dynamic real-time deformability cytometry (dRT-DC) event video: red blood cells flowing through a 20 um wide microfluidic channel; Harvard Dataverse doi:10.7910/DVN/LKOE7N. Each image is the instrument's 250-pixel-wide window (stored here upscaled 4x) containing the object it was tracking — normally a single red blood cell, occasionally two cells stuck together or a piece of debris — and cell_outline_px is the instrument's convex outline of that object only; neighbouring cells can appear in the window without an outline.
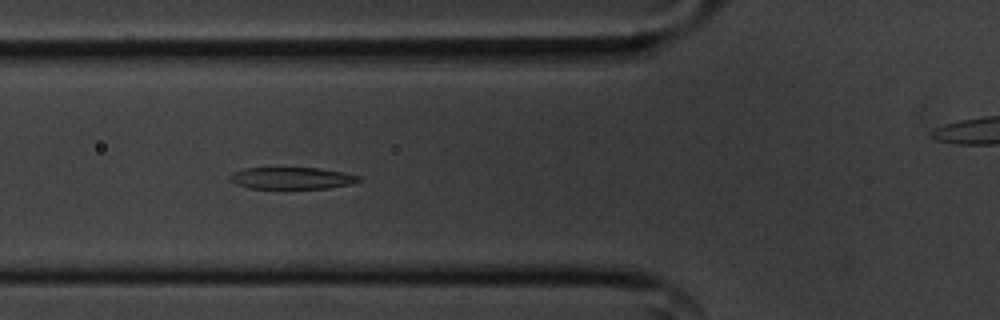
{"species": "common noctule bat (a hibernating species)", "species_latin": "Nyctalus noctula", "temperature_condition": "cold", "stored_images_in_passage": 40, "camera_frame_rate_fps": 3000, "um_per_image_px": 0.085, "animal": {"sex": "male", "body_mass_g": 20.1, "forearm_length_mm": 53.5}, "frame": {"image": 1, "passage_image": 11, "time_ms": 3.333, "image_size_px": [1000, 320], "cell_outline_px": [[360, 180], [348, 184], [328, 188], [248, 188], [236, 184], [228, 180], [228, 176], [232, 172], [244, 168], [320, 168], [344, 172], [360, 176]], "centroid_in_image_um": [24.74, 15.13], "position_along_channel_um": 101.1, "area_um2": 16.36}}
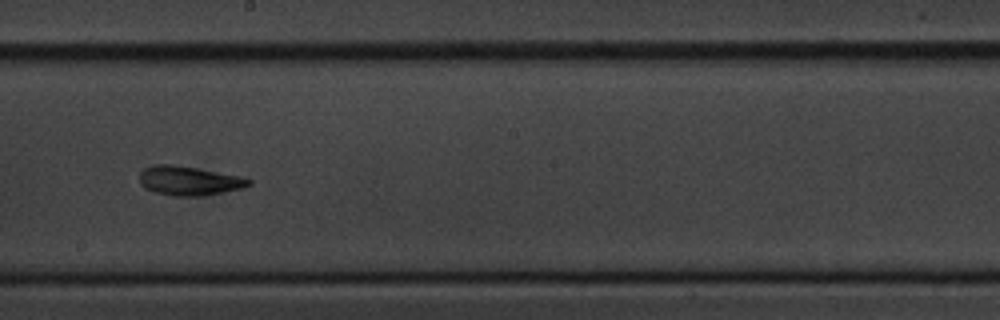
{"frame": {"image": 2, "passage_image": 22, "time_ms": 7.0, "image_size_px": [1000, 320], "cell_outline_px": [[252, 184], [244, 188], [224, 192], [200, 196], [172, 196], [156, 192], [140, 184], [140, 172], [144, 168], [152, 164], [172, 164], [196, 168], [240, 176], [252, 180]], "centroid_in_image_um": [16.08, 15.36], "position_along_channel_um": 232.1, "area_um2": 18.55}}
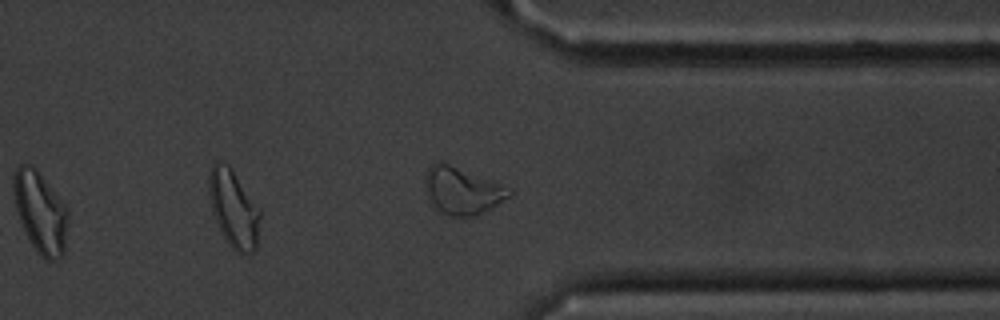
{"frame": {"image": 3, "passage_image": 34, "time_ms": 11.0, "image_size_px": [1000, 320], "cell_outline_px": [[68, 224], [64, 252], [60, 256], [52, 260], [48, 260], [32, 244], [20, 220], [16, 208], [12, 192], [12, 180], [16, 168], [20, 164], [28, 164], [36, 168], [64, 204], [68, 212]], "centroid_in_image_um": [3.42, 17.98], "position_along_channel_um": 408.0, "area_um2": 25.32}, "authors_computed_cell_mechanics": {"area_um2": 18.0914, "velocity_mm_per_s": 3.5662, "shape_relaxation_time_tau1_ms": 2.4166, "shape_relaxation_time_tau2_ms": 3.4459, "deformation_change_tau1": 0.1513, "deformation_change_tau2": 0.138}}